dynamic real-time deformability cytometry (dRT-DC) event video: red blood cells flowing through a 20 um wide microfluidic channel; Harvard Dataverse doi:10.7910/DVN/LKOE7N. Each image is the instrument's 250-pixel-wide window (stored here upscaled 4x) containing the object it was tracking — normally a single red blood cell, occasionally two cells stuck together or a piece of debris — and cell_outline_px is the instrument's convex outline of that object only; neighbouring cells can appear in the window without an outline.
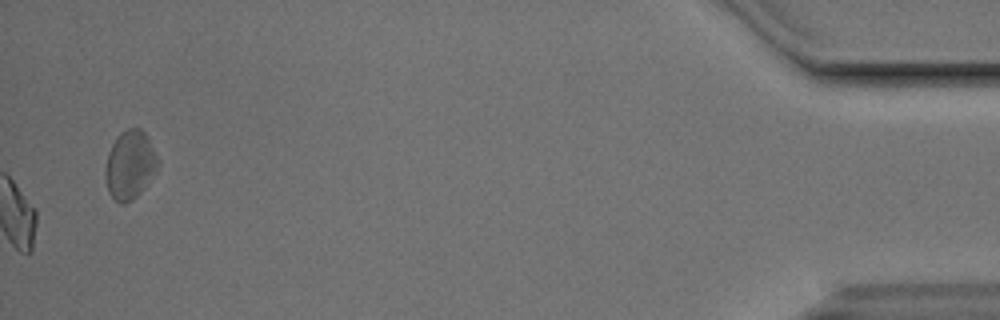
{"species": "Egyptian fruit bat (a non-hibernating species)", "species_latin": "Rousettus aegyptiacus", "temperature_condition": "cold", "stored_images_in_passage": 46, "camera_frame_rate_fps": 3000, "um_per_image_px": 0.085, "animal": {"sex": "male"}, "frame": {"image": 1, "passage_image": 46, "time_ms": 15.0, "image_size_px": [1000, 320], "cell_outline_px": [[156, 168], [140, 192], [132, 200], [124, 204], [120, 204], [112, 200], [108, 192], [104, 172], [104, 168], [108, 152], [112, 144], [120, 132], [128, 128], [140, 128], [144, 132], [156, 156]], "centroid_in_image_um": [10.96, 14.04], "position_along_channel_um": 424.2, "area_um2": 20.58}, "authors_computed_cell_mechanics": {"area_um2": 17.3111, "velocity_mm_per_s": 3.8367, "shape_relaxation_time_tau1_ms": 5.8121, "shape_relaxation_time_tau2_ms": null, "deformation_change_tau1": 0.1546, "deformation_change_tau2": null}}